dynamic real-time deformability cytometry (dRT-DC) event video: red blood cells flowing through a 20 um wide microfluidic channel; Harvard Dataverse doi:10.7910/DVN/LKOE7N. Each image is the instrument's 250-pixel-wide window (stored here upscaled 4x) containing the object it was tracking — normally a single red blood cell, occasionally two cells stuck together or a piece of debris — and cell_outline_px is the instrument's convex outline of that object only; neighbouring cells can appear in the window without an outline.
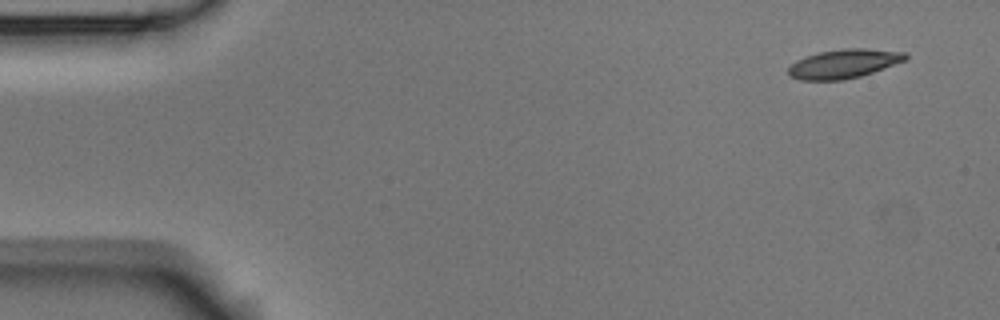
{"species": "Egyptian fruit bat (a non-hibernating species)", "species_latin": "Rousettus aegyptiacus", "temperature_condition": "room temperature", "stored_images_in_passage": 53, "camera_frame_rate_fps": 3000, "um_per_image_px": 0.085, "animal": {"sex": "male"}, "frame": {"image": 1, "passage_image": 1, "time_ms": 0.0, "image_size_px": [1000, 320], "cell_outline_px": [[908, 56], [904, 60], [872, 72], [860, 76], [844, 80], [800, 80], [788, 76], [788, 68], [796, 60], [820, 52], [844, 48], [864, 48], [908, 52]], "centroid_in_image_um": [71.7, 5.42], "position_along_channel_um": 13.3, "area_um2": 19.65}}
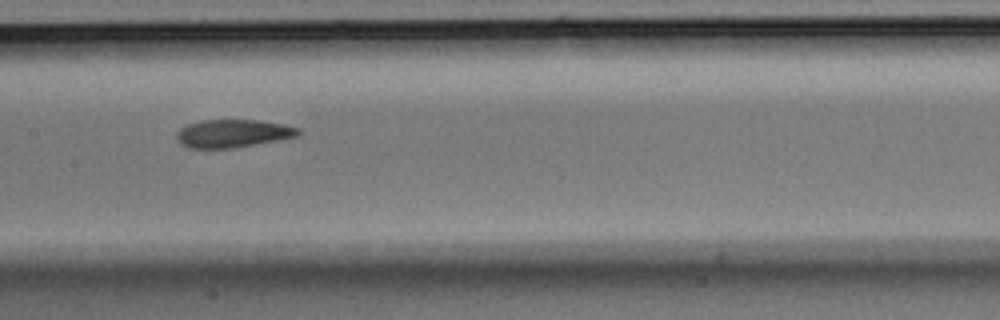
{"frame": {"image": 2, "passage_image": 25, "time_ms": 8.0, "image_size_px": [1000, 320], "cell_outline_px": [[300, 132], [296, 136], [236, 148], [192, 148], [180, 144], [176, 140], [176, 132], [180, 128], [188, 124], [200, 120], [256, 120], [284, 124], [300, 128]], "centroid_in_image_um": [19.75, 11.34], "position_along_channel_um": 187.7, "area_um2": 19.83}}
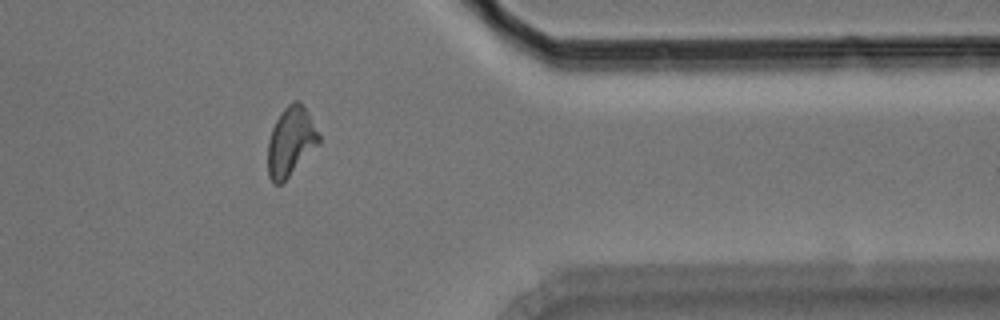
{"frame": {"image": 3, "passage_image": 43, "time_ms": 14.0, "image_size_px": [1000, 320], "cell_outline_px": [[320, 144], [280, 184], [272, 184], [268, 176], [268, 140], [272, 128], [280, 112], [288, 104], [296, 100], [300, 100], [308, 112], [320, 136]], "centroid_in_image_um": [24.71, 12.01], "position_along_channel_um": 386.7, "area_um2": 20.52}, "authors_computed_cell_mechanics": {"area_um2": 20.1722, "velocity_mm_per_s": 3.5808, "shape_relaxation_time_tau1_ms": 4.1301, "shape_relaxation_time_tau2_ms": 2.8151, "deformation_change_tau1": 0.153, "deformation_change_tau2": 0.0975}}